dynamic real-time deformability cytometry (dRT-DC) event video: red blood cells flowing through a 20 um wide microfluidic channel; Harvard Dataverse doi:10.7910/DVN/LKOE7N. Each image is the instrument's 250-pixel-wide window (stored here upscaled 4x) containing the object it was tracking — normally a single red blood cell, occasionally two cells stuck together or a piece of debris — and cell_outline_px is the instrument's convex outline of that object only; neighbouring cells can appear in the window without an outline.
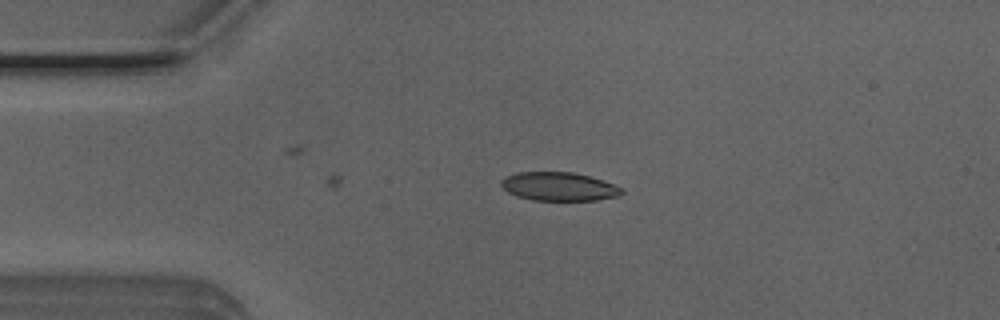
{"species": "Egyptian fruit bat (a non-hibernating species)", "species_latin": "Rousettus aegyptiacus", "temperature_condition": "room temperature", "stored_images_in_passage": 3, "camera_frame_rate_fps": 3000, "um_per_image_px": 0.085, "animal": {"sex": "male"}, "frame": {"image": 1, "passage_image": 3, "time_ms": 0.667, "image_size_px": [1000, 320], "cell_outline_px": [[624, 192], [620, 196], [596, 200], [532, 200], [516, 196], [508, 192], [500, 184], [500, 180], [516, 172], [572, 172], [588, 176], [624, 188]], "centroid_in_image_um": [47.5, 15.86], "position_along_channel_um": 37.5, "area_um2": 20.0}}